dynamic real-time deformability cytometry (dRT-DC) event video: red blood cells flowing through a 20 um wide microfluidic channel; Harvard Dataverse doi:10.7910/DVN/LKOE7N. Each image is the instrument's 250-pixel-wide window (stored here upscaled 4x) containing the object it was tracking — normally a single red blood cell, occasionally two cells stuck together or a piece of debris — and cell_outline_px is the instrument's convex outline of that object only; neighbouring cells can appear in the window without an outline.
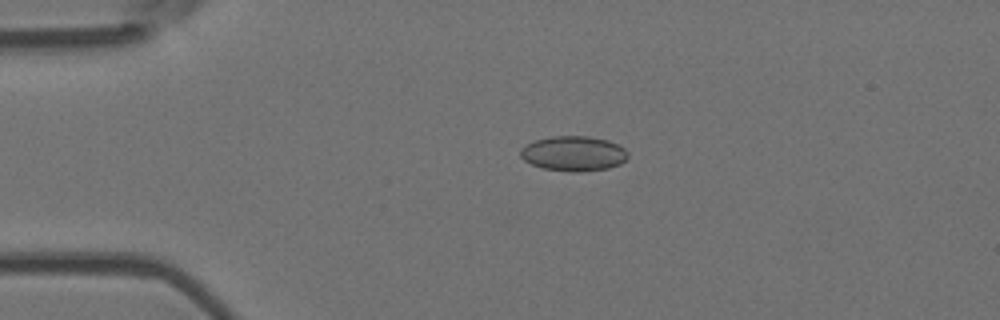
{"species": "Egyptian fruit bat (a non-hibernating species)", "species_latin": "Rousettus aegyptiacus", "temperature_condition": "room temperature", "stored_images_in_passage": 3, "camera_frame_rate_fps": 3000, "um_per_image_px": 0.085, "animal": {"sex": "female"}, "frame": {"image": 1, "passage_image": 2, "time_ms": 1.333, "image_size_px": [1000, 320], "cell_outline_px": [[628, 156], [620, 164], [608, 168], [580, 172], [572, 172], [544, 168], [532, 164], [524, 160], [520, 156], [520, 148], [536, 140], [552, 136], [588, 136], [608, 140], [624, 148], [628, 152]], "centroid_in_image_um": [48.76, 13.05], "position_along_channel_um": 36.2, "area_um2": 21.79}}